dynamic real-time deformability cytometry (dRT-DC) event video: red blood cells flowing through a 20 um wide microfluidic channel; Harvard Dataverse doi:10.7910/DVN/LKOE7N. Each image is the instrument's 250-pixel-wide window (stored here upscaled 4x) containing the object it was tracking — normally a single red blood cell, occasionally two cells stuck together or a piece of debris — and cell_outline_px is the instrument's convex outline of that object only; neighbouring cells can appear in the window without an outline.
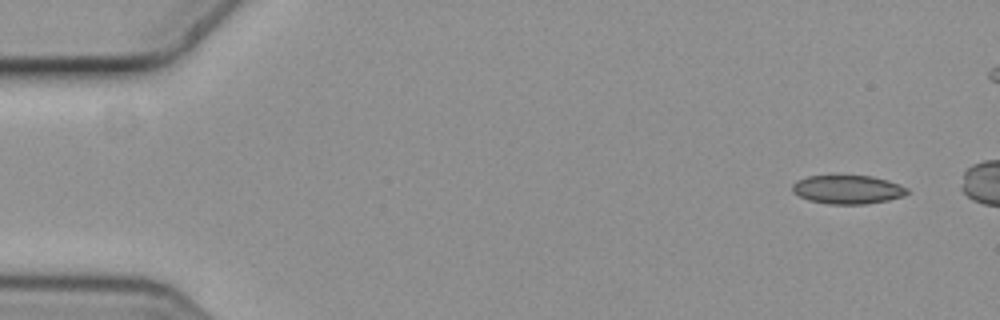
{"species": "common noctule bat (a hibernating species)", "species_latin": "Nyctalus noctula", "temperature_condition": "cold", "stored_images_in_passage": 5, "camera_frame_rate_fps": 3000, "um_per_image_px": 0.085, "animal": {"sex": "female", "body_mass_g": 19.3, "forearm_length_mm": 54.1}, "frame": {"image": 1, "passage_image": 1, "time_ms": 0.0, "image_size_px": [1000, 320], "cell_outline_px": [[908, 192], [904, 196], [888, 200], [864, 204], [828, 204], [808, 200], [792, 192], [792, 184], [796, 180], [808, 176], [872, 176], [888, 180], [908, 188]], "centroid_in_image_um": [72.04, 16.11], "position_along_channel_um": 13.0, "area_um2": 19.19}}